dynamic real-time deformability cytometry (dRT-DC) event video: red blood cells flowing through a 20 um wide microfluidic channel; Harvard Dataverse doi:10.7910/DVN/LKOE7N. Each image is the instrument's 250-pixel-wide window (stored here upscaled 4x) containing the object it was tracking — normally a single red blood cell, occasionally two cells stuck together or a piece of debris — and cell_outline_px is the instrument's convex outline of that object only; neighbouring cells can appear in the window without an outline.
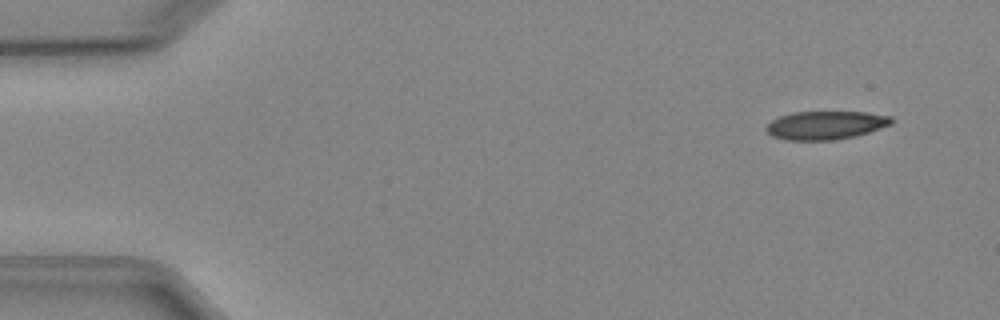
{"species": "Egyptian fruit bat (a non-hibernating species)", "species_latin": "Rousettus aegyptiacus", "temperature_condition": "cold", "stored_images_in_passage": 5, "camera_frame_rate_fps": 3000, "um_per_image_px": 0.085, "animal": {"sex": "female"}, "frame": {"image": 1, "passage_image": 1, "time_ms": 0.0, "image_size_px": [1000, 320], "cell_outline_px": [[892, 124], [856, 136], [836, 140], [784, 140], [772, 136], [764, 128], [772, 120], [780, 116], [792, 112], [868, 112], [892, 116]], "centroid_in_image_um": [70.18, 10.64], "position_along_channel_um": 14.8, "area_um2": 20.81}}